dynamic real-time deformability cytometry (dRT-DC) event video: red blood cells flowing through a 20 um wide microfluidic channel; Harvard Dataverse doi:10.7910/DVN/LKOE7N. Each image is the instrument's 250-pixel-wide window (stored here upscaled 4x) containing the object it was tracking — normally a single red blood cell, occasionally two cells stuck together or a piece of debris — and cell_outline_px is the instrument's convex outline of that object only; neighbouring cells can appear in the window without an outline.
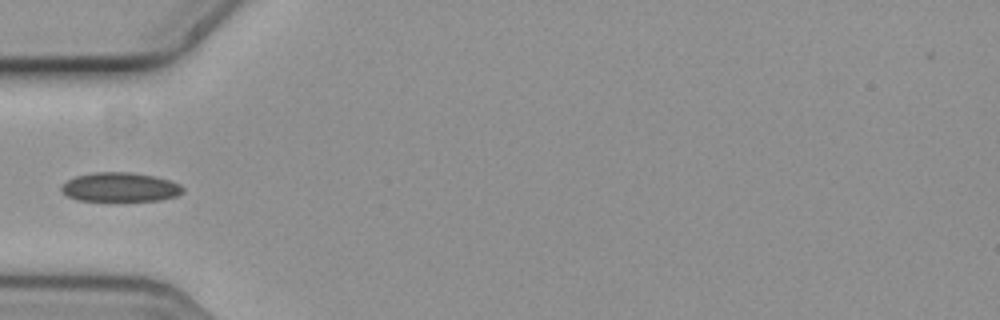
{"species": "common noctule bat (a hibernating species)", "species_latin": "Nyctalus noctula", "temperature_condition": "cold", "stored_images_in_passage": 39, "camera_frame_rate_fps": 3000, "um_per_image_px": 0.085, "animal": {"sex": "female", "body_mass_g": 19.3, "forearm_length_mm": 54.1}, "frame": {"image": 1, "passage_image": 1, "time_ms": 0.0, "image_size_px": [1000, 320], "cell_outline_px": [[184, 192], [176, 196], [160, 200], [76, 200], [68, 196], [60, 188], [68, 180], [76, 176], [92, 172], [128, 172], [156, 176], [180, 184], [184, 188]], "centroid_in_image_um": [10.24, 15.9], "position_along_channel_um": 74.8, "area_um2": 20.46}}
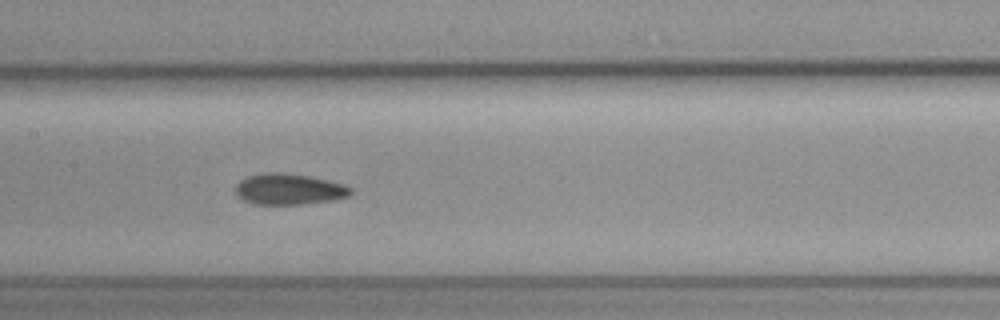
{"frame": {"image": 2, "passage_image": 10, "time_ms": 3.0, "image_size_px": [1000, 320], "cell_outline_px": [[352, 192], [348, 196], [332, 200], [300, 204], [252, 204], [236, 196], [236, 184], [240, 180], [248, 176], [264, 172], [284, 172], [308, 176], [328, 180], [344, 184], [352, 188]], "centroid_in_image_um": [24.54, 16.07], "position_along_channel_um": 182.9, "area_um2": 20.87}}
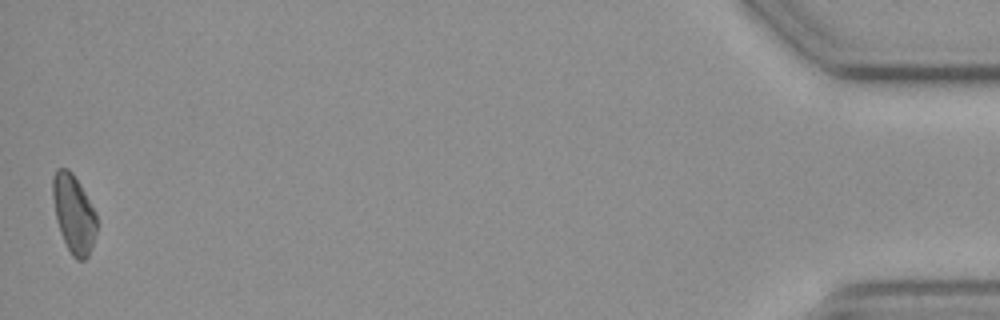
{"frame": {"image": 3, "passage_image": 39, "time_ms": 12.667, "image_size_px": [1000, 320], "cell_outline_px": [[96, 232], [88, 256], [84, 260], [76, 260], [72, 256], [60, 232], [56, 220], [52, 196], [52, 176], [56, 168], [68, 168], [72, 172], [80, 184], [96, 212]], "centroid_in_image_um": [6.24, 18.14], "position_along_channel_um": 429.0, "area_um2": 20.11}}